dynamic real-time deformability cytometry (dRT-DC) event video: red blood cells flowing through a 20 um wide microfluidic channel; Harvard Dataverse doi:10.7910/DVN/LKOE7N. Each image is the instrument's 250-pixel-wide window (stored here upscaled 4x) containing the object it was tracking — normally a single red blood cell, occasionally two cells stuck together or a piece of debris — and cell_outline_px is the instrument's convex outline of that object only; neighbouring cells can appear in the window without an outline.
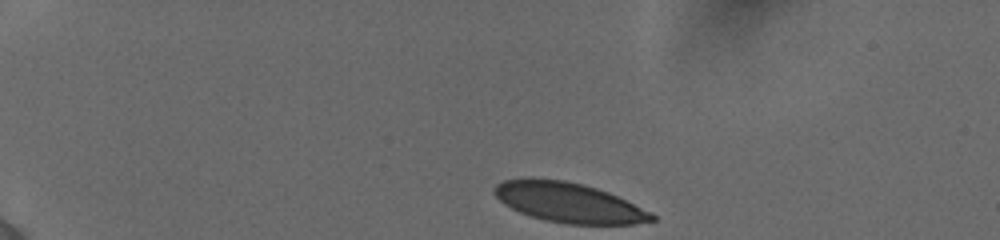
{"species": "human", "species_latin": "Homo sapiens", "temperature_condition": "cold", "stored_images_in_passage": 39, "camera_frame_rate_fps": 3000, "um_per_image_px": 0.085, "donor": {"sex": "female"}, "frame": {"image": 1, "passage_image": 1, "time_ms": 0.0, "image_size_px": [1000, 240], "cell_outline_px": [[656, 220], [632, 224], [568, 224], [544, 220], [520, 212], [504, 204], [492, 192], [492, 188], [496, 184], [504, 180], [528, 176], [564, 180], [596, 188], [608, 192], [652, 212], [656, 216]], "centroid_in_image_um": [48.3, 17.19], "position_along_channel_um": 36.7, "area_um2": 36.76}}
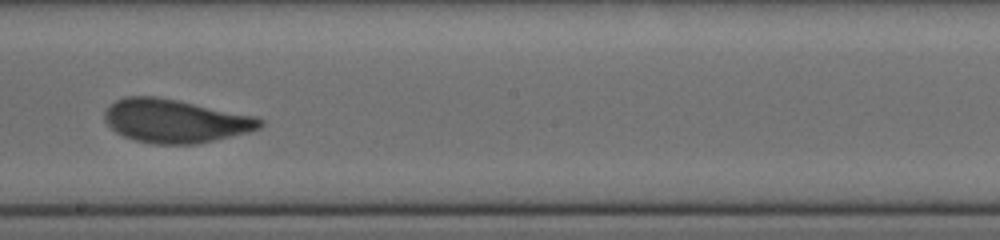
{"frame": {"image": 2, "passage_image": 21, "time_ms": 7.333, "image_size_px": [1000, 240], "cell_outline_px": [[264, 124], [260, 128], [248, 132], [196, 144], [152, 144], [136, 140], [124, 136], [116, 132], [104, 120], [104, 112], [116, 100], [124, 96], [156, 96], [256, 116], [264, 120]], "centroid_in_image_um": [14.9, 10.28], "position_along_channel_um": 233.3, "area_um2": 39.13}}
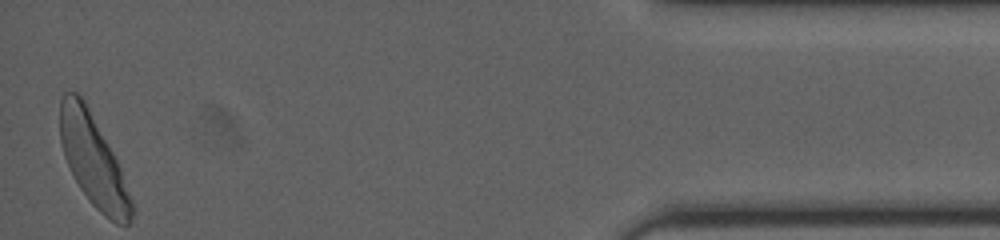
{"frame": {"image": 3, "passage_image": 39, "time_ms": 14.0, "image_size_px": [1000, 240], "cell_outline_px": [[136, 212], [132, 220], [128, 224], [116, 224], [104, 216], [88, 200], [80, 188], [64, 156], [60, 140], [60, 100], [64, 92], [76, 92], [84, 100], [112, 152], [120, 168], [136, 208]], "centroid_in_image_um": [7.95, 13.71], "position_along_channel_um": 427.3, "area_um2": 37.8}, "authors_computed_cell_mechanics": {"area_um2": 38.7838, "velocity_mm_per_s": 3.8473, "shape_relaxation_time_tau1_ms": 4.1801, "shape_relaxation_time_tau2_ms": null, "deformation_change_tau1": 0.1363, "deformation_change_tau2": null}}